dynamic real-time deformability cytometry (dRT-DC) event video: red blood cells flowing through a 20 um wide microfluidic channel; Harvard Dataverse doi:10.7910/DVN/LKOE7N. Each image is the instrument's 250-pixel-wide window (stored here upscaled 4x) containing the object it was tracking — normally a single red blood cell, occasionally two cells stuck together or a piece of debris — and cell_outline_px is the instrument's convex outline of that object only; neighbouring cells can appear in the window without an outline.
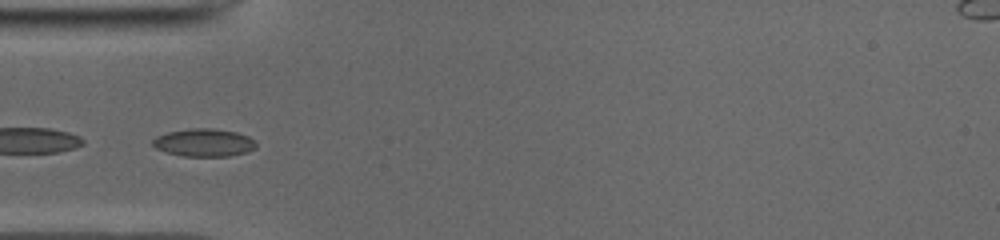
{"species": "common noctule bat (a hibernating species)", "species_latin": "Nyctalus noctula", "temperature_condition": "cold", "stored_images_in_passage": 41, "camera_frame_rate_fps": 3000, "um_per_image_px": 0.085, "animal": {"sex": "male", "body_mass_g": 19.0, "forearm_length_mm": 50.8}, "frame": {"image": 1, "passage_image": 7, "time_ms": 2.0, "image_size_px": [1000, 240], "cell_outline_px": [[256, 148], [248, 152], [228, 156], [184, 156], [168, 152], [156, 148], [152, 144], [152, 140], [156, 136], [168, 132], [192, 128], [212, 128], [236, 132], [248, 136], [256, 140]], "centroid_in_image_um": [17.37, 12.12], "position_along_channel_um": 67.6, "area_um2": 16.76}, "authors_computed_cell_mechanics": {"area_um2": 16.1262, "velocity_mm_per_s": 3.9519, "shape_relaxation_time_tau1_ms": 4.9607, "shape_relaxation_time_tau2_ms": 1.7463, "deformation_change_tau1": 0.1023, "deformation_change_tau2": 0.0482}}